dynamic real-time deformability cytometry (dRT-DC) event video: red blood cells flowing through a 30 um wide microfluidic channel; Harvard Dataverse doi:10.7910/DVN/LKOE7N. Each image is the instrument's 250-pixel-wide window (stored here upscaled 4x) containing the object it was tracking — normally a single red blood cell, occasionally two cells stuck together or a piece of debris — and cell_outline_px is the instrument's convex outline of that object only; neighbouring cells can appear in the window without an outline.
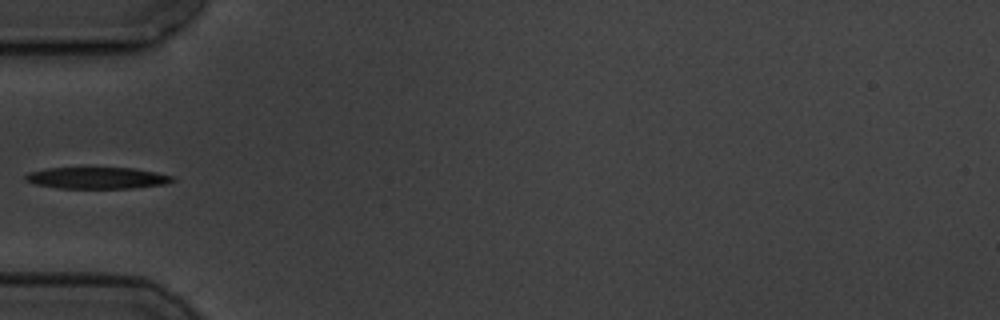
{"species": "common noctule bat (a hibernating species)", "species_latin": "Nyctalus noctula", "temperature_condition": "cold", "stored_images_in_passage": 9, "camera_frame_rate_fps": 3000, "um_per_image_px": 0.085, "animal": {"sex": "male", "body_mass_g": 19.5, "forearm_length_mm": 54.6}, "frame": {"image": 1, "passage_image": 3, "time_ms": 2.333, "image_size_px": [1000, 320], "cell_outline_px": [[176, 180], [164, 184], [132, 188], [60, 188], [36, 184], [24, 180], [24, 176], [28, 172], [44, 168], [132, 168], [156, 172], [176, 176]], "centroid_in_image_um": [8.26, 15.12], "position_along_channel_um": 76.7, "area_um2": 18.5}}
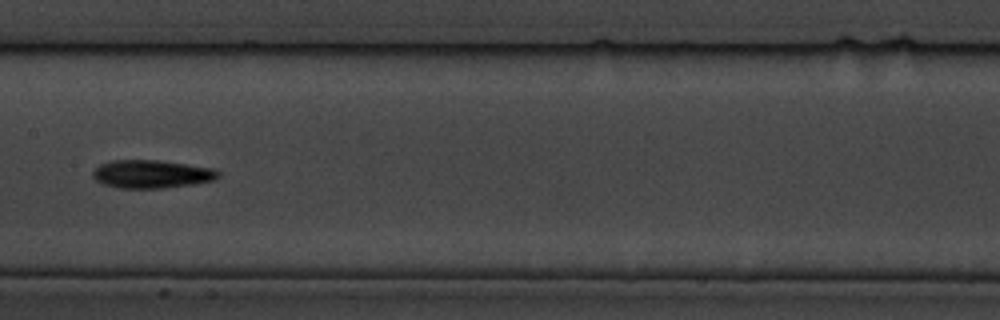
{"frame": {"image": 2, "passage_image": 6, "time_ms": 5.667, "image_size_px": [1000, 320], "cell_outline_px": [[220, 176], [216, 180], [192, 184], [164, 188], [120, 188], [100, 184], [92, 176], [92, 172], [100, 164], [112, 160], [156, 160], [216, 168], [220, 172]], "centroid_in_image_um": [12.9, 14.8], "position_along_channel_um": 194.5, "area_um2": 20.75}}
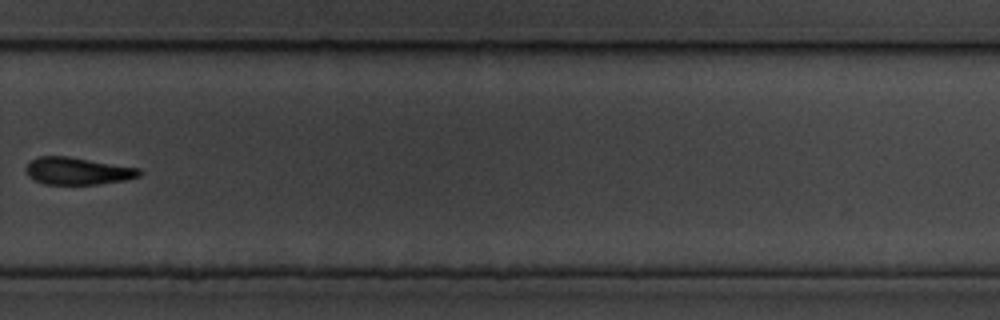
{"frame": {"image": 3, "passage_image": 9, "time_ms": 9.333, "image_size_px": [1000, 320], "cell_outline_px": [[144, 172], [140, 176], [124, 180], [96, 184], [44, 184], [28, 176], [24, 168], [32, 160], [40, 156], [68, 156], [140, 168]], "centroid_in_image_um": [6.62, 14.53], "position_along_channel_um": 323.2, "area_um2": 17.98}}